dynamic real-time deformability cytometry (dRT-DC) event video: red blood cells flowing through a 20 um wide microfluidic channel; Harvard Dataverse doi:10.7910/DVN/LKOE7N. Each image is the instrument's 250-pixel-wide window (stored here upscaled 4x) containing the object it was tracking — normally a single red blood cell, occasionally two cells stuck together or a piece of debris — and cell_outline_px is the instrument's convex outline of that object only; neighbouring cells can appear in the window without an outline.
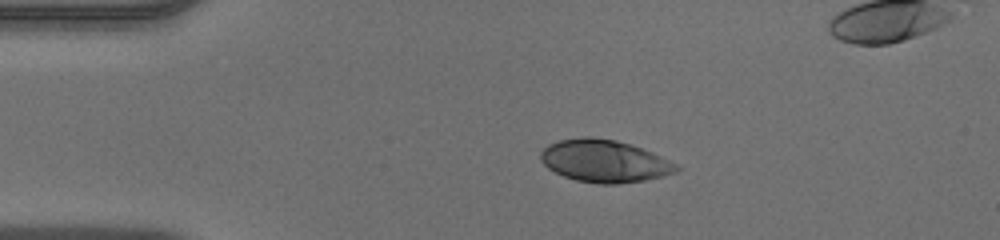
{"species": "human", "species_latin": "Homo sapiens", "temperature_condition": "warm", "stored_images_in_passage": 40, "segment_of_instrument_passage": [1, 2], "camera_frame_rate_fps": 3000, "um_per_image_px": 0.085, "donor": {"sex": "male"}, "frame": {"image": 1, "passage_image": 1, "time_ms": 0.0, "image_size_px": [1000, 240], "cell_outline_px": [[680, 168], [676, 172], [664, 176], [644, 180], [616, 184], [600, 184], [576, 180], [564, 176], [548, 168], [540, 160], [540, 152], [548, 144], [560, 140], [584, 136], [592, 136], [616, 140], [652, 152], [680, 164]], "centroid_in_image_um": [51.39, 13.68], "position_along_channel_um": 33.6, "area_um2": 33.64}}
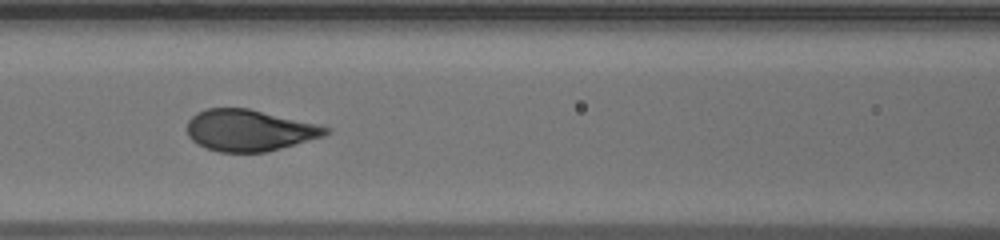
{"frame": {"image": 2, "passage_image": 12, "time_ms": 3.667, "image_size_px": [1000, 240], "cell_outline_px": [[332, 128], [324, 136], [280, 148], [264, 152], [220, 152], [204, 148], [196, 144], [188, 136], [188, 120], [196, 112], [208, 108], [248, 108], [316, 124]], "centroid_in_image_um": [21.15, 11.08], "position_along_channel_um": 145.5, "area_um2": 33.29}}
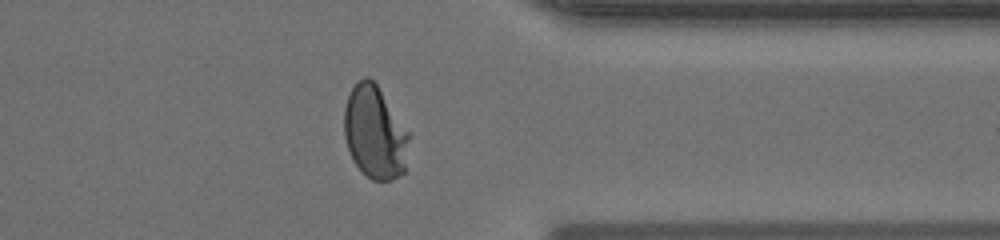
{"frame": {"image": 3, "passage_image": 29, "time_ms": 9.333, "image_size_px": [1000, 240], "cell_outline_px": [[412, 136], [404, 172], [392, 180], [372, 180], [352, 160], [344, 136], [344, 108], [348, 96], [352, 88], [364, 76], [368, 76], [376, 84], [412, 132]], "centroid_in_image_um": [31.91, 11.25], "position_along_channel_um": 379.5, "area_um2": 35.66}}